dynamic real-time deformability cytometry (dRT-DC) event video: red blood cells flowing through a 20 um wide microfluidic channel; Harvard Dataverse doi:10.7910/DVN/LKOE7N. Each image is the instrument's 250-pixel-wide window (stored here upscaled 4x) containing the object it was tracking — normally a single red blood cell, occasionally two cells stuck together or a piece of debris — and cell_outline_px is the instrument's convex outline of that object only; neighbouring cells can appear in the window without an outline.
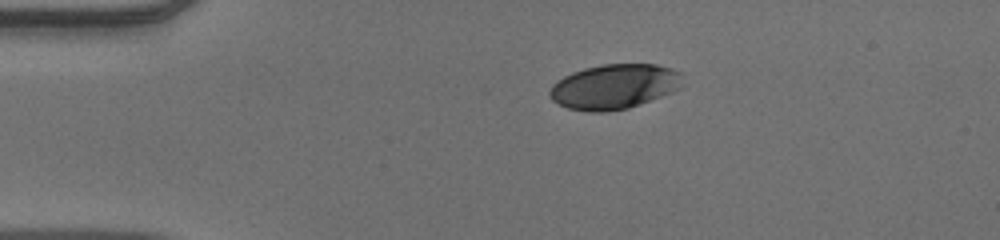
{"species": "human", "species_latin": "Homo sapiens", "temperature_condition": "warm", "stored_images_in_passage": 43, "camera_frame_rate_fps": 3000, "um_per_image_px": 0.085, "donor": {"sex": "male"}, "frame": {"image": 1, "passage_image": 1, "time_ms": 0.0, "image_size_px": [1000, 240], "cell_outline_px": [[684, 84], [680, 88], [672, 92], [640, 104], [628, 108], [608, 112], [588, 112], [568, 108], [552, 100], [548, 96], [548, 92], [552, 84], [564, 76], [572, 72], [584, 68], [600, 64], [656, 64], [672, 68], [680, 72]], "centroid_in_image_um": [52.21, 7.36], "position_along_channel_um": 32.8, "area_um2": 35.08}}
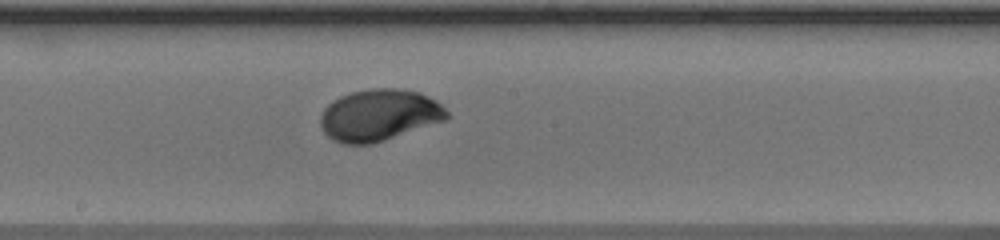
{"frame": {"image": 2, "passage_image": 19, "time_ms": 6.0, "image_size_px": [1000, 240], "cell_outline_px": [[452, 116], [448, 120], [372, 144], [344, 144], [332, 140], [320, 128], [320, 116], [324, 108], [332, 100], [340, 96], [352, 92], [372, 88], [400, 88], [420, 92], [436, 100]], "centroid_in_image_um": [32.24, 9.79], "position_along_channel_um": 216.0, "area_um2": 38.49}}
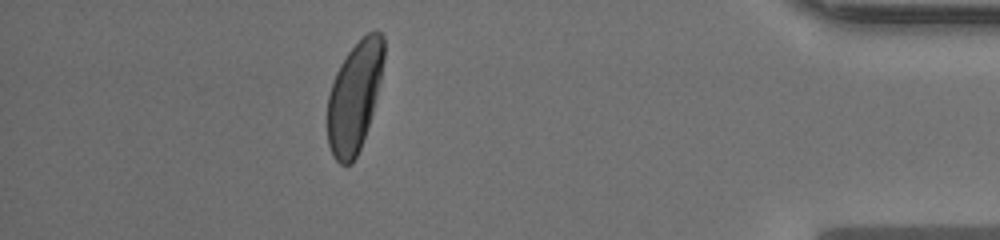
{"frame": {"image": 3, "passage_image": 37, "time_ms": 12.0, "image_size_px": [1000, 240], "cell_outline_px": [[384, 60], [380, 80], [372, 112], [360, 148], [352, 164], [340, 164], [336, 160], [328, 144], [328, 96], [336, 72], [340, 64], [348, 52], [368, 32], [380, 32], [384, 36]], "centroid_in_image_um": [30.13, 8.21], "position_along_channel_um": 405.1, "area_um2": 35.55}, "authors_computed_cell_mechanics": {"area_um2": 36.9342, "velocity_mm_per_s": 3.911, "shape_relaxation_time_tau1_ms": 2.7928, "shape_relaxation_time_tau2_ms": null, "deformation_change_tau1": 0.1564, "deformation_change_tau2": null}}